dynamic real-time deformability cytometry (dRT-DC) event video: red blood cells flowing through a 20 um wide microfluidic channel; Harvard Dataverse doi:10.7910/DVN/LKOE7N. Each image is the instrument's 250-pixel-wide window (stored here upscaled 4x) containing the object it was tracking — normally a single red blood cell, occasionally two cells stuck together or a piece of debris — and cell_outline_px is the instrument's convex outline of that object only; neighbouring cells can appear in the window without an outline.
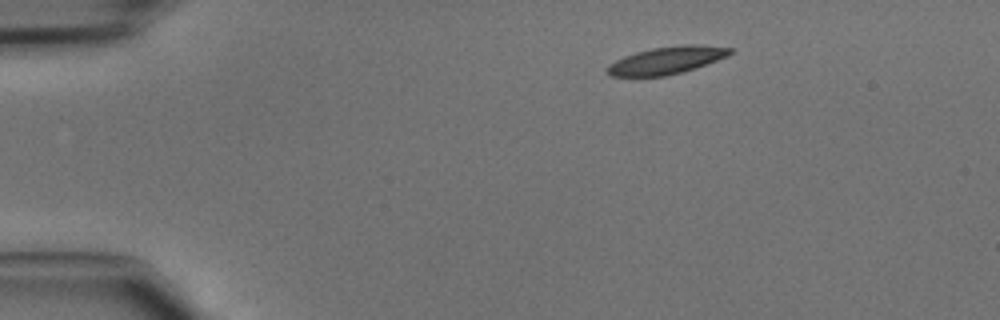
{"species": "common noctule bat (a hibernating species)", "species_latin": "Nyctalus noctula", "temperature_condition": "cold", "stored_images_in_passage": 4, "camera_frame_rate_fps": 3000, "um_per_image_px": 0.085, "animal": {"sex": "male", "body_mass_g": 15.6}, "frame": {"image": 1, "passage_image": 1, "time_ms": 0.0, "image_size_px": [1000, 320], "cell_outline_px": [[736, 52], [728, 56], [684, 72], [664, 76], [612, 76], [604, 72], [604, 68], [608, 64], [624, 56], [636, 52], [652, 48], [684, 44], [696, 44], [732, 48]], "centroid_in_image_um": [56.66, 5.12], "position_along_channel_um": 28.3, "area_um2": 19.83}}